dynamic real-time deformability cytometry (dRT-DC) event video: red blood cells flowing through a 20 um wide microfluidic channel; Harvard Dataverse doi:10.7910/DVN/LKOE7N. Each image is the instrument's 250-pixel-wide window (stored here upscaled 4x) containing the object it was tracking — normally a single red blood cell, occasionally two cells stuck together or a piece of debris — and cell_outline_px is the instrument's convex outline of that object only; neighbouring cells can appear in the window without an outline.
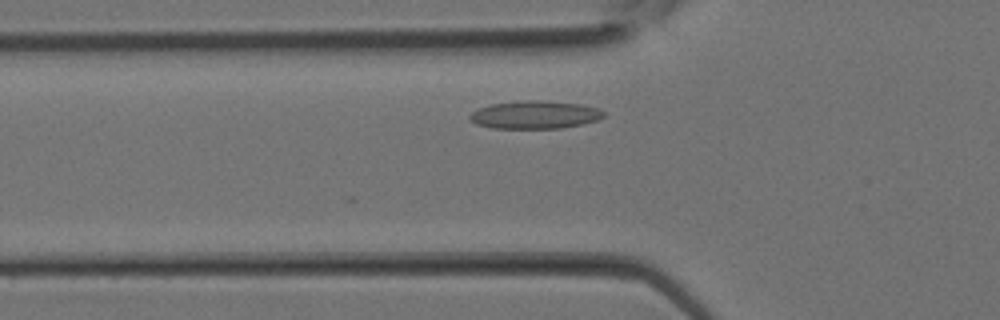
{"species": "Egyptian fruit bat (a non-hibernating species)", "species_latin": "Rousettus aegyptiacus", "temperature_condition": "room temperature", "stored_images_in_passage": 26, "camera_frame_rate_fps": 3000, "um_per_image_px": 0.085, "animal": {"sex": "female"}, "frame": {"image": 1, "passage_image": 4, "time_ms": 1.0, "image_size_px": [1000, 320], "cell_outline_px": [[604, 116], [600, 120], [560, 128], [492, 128], [476, 124], [468, 116], [472, 112], [488, 104], [516, 100], [540, 100], [580, 104], [600, 108], [604, 112]], "centroid_in_image_um": [45.47, 9.74], "position_along_channel_um": 80.3, "area_um2": 21.91}}
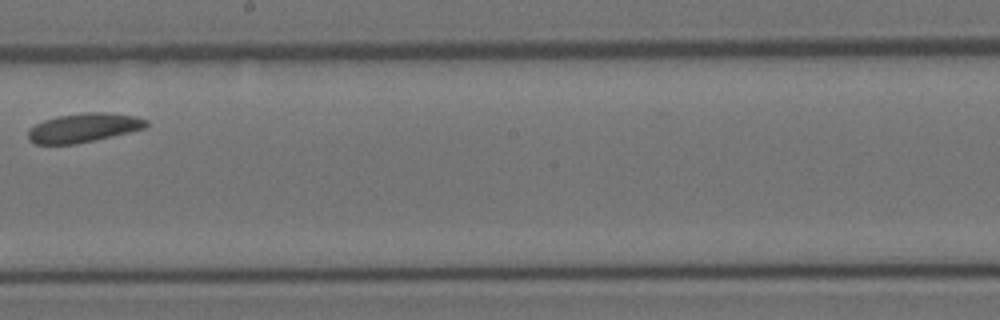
{"frame": {"image": 2, "passage_image": 12, "time_ms": 3.667, "image_size_px": [1000, 320], "cell_outline_px": [[148, 124], [144, 128], [112, 136], [76, 144], [36, 144], [28, 140], [28, 132], [36, 124], [44, 120], [60, 116], [88, 112], [108, 112], [136, 116], [148, 120]], "centroid_in_image_um": [7.12, 10.86], "position_along_channel_um": 241.1, "area_um2": 19.77}}
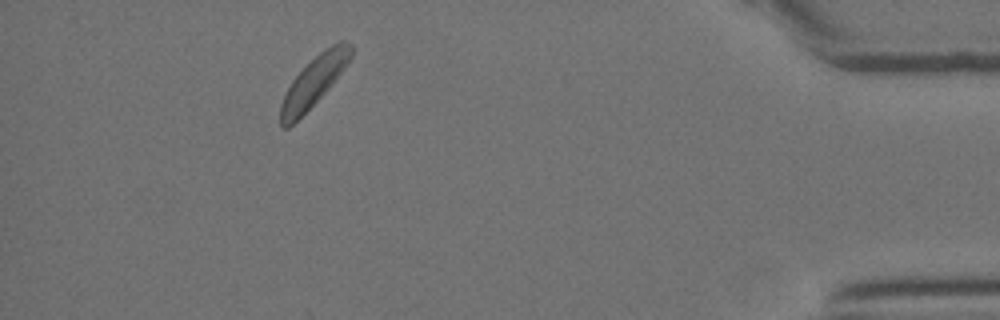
{"frame": {"image": 3, "passage_image": 23, "time_ms": 7.333, "image_size_px": [1000, 320], "cell_outline_px": [[352, 56], [344, 68], [328, 88], [288, 128], [280, 128], [280, 104], [292, 80], [324, 48], [340, 40], [348, 40], [352, 44]], "centroid_in_image_um": [26.69, 6.89], "position_along_channel_um": 408.5, "area_um2": 19.83}}